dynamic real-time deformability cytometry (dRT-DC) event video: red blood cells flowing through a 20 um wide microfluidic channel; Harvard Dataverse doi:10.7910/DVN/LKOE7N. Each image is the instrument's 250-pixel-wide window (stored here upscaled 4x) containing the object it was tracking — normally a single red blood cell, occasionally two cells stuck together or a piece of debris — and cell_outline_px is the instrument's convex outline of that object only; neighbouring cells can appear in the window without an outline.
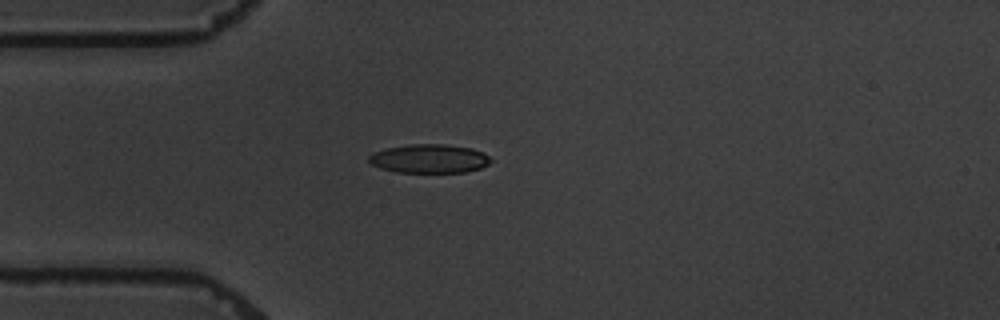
{"species": "common noctule bat (a hibernating species)", "species_latin": "Nyctalus noctula", "temperature_condition": "warm", "stored_images_in_passage": 1, "camera_frame_rate_fps": 3000, "um_per_image_px": 0.085, "animal": {"sex": "male", "body_mass_g": 19.5, "forearm_length_mm": 54.6}, "frame": {"image": 1, "passage_image": 1, "time_ms": 0.0, "image_size_px": [1000, 320], "cell_outline_px": [[492, 160], [488, 164], [480, 168], [468, 172], [396, 172], [380, 168], [372, 164], [368, 160], [368, 156], [384, 148], [412, 144], [444, 144], [472, 148], [484, 152]], "centroid_in_image_um": [36.51, 13.48], "position_along_channel_um": 48.5, "area_um2": 20.46}}